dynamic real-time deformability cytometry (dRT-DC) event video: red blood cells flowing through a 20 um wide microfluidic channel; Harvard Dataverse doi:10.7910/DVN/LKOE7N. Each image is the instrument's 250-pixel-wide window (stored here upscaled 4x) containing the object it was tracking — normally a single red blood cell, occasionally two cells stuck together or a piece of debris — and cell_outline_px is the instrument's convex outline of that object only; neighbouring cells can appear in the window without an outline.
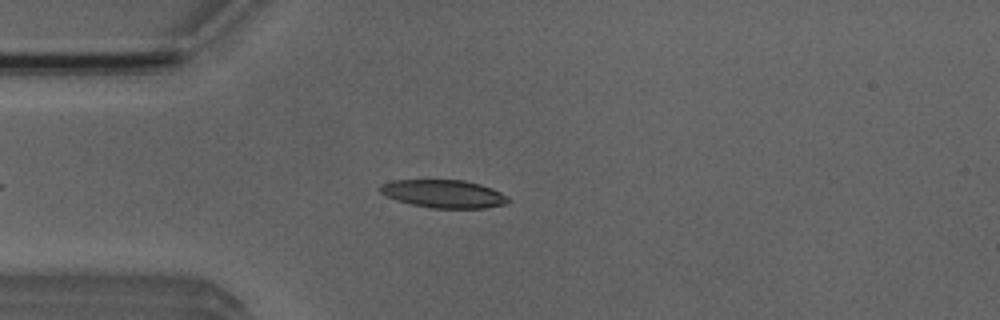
{"species": "Egyptian fruit bat (a non-hibernating species)", "species_latin": "Rousettus aegyptiacus", "temperature_condition": "room temperature", "stored_images_in_passage": 47, "camera_frame_rate_fps": 3000, "um_per_image_px": 0.085, "animal": {"sex": "male"}, "frame": {"image": 1, "passage_image": 9, "time_ms": 2.667, "image_size_px": [1000, 320], "cell_outline_px": [[512, 200], [508, 204], [484, 208], [432, 208], [412, 204], [396, 200], [380, 192], [376, 188], [380, 184], [392, 180], [464, 180], [480, 184], [492, 188], [508, 196]], "centroid_in_image_um": [37.73, 16.47], "position_along_channel_um": 47.3, "area_um2": 21.1}}
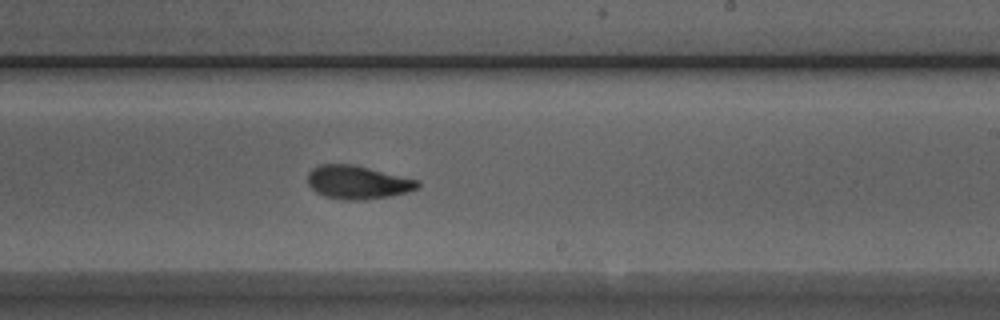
{"frame": {"image": 2, "passage_image": 26, "time_ms": 8.333, "image_size_px": [1000, 320], "cell_outline_px": [[420, 188], [408, 192], [392, 196], [364, 200], [344, 200], [324, 196], [316, 192], [308, 184], [308, 172], [312, 168], [320, 164], [356, 164], [420, 180]], "centroid_in_image_um": [30.44, 15.49], "position_along_channel_um": 258.6, "area_um2": 21.85}}
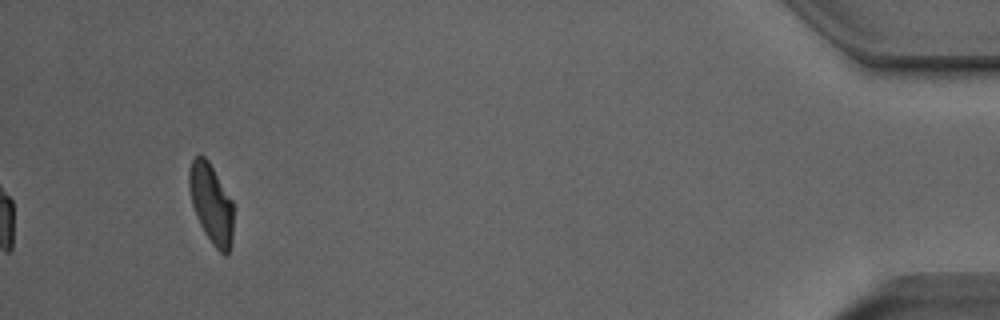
{"frame": {"image": 3, "passage_image": 44, "time_ms": 14.333, "image_size_px": [1000, 320], "cell_outline_px": [[232, 244], [228, 256], [224, 256], [212, 244], [204, 232], [200, 224], [192, 204], [188, 184], [188, 172], [192, 160], [196, 156], [204, 156], [208, 160], [232, 200]], "centroid_in_image_um": [17.95, 17.34], "position_along_channel_um": 417.2, "area_um2": 20.46}, "authors_computed_cell_mechanics": {"area_um2": 21.2126, "velocity_mm_per_s": 3.948, "shape_relaxation_time_tau1_ms": 3.5775, "shape_relaxation_time_tau2_ms": 1.5497, "deformation_change_tau1": 0.1519, "deformation_change_tau2": 0.0672}}